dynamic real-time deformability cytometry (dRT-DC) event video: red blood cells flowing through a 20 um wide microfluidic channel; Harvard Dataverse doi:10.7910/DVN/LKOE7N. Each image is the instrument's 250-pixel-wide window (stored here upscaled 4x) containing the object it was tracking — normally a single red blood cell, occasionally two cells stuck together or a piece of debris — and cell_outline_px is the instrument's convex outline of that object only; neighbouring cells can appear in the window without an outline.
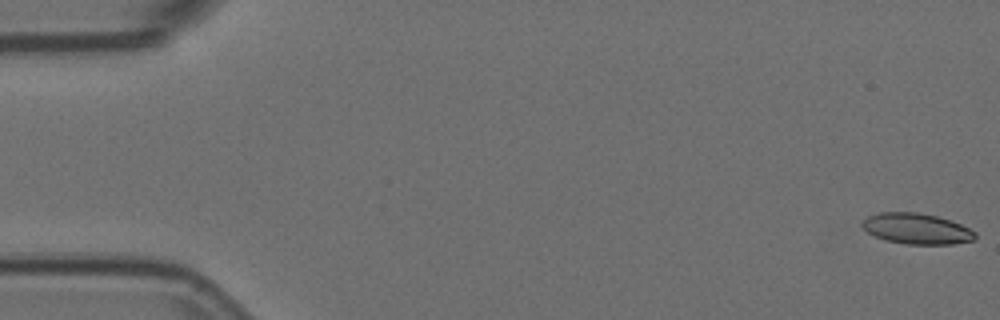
{"species": "Egyptian fruit bat (a non-hibernating species)", "species_latin": "Rousettus aegyptiacus", "temperature_condition": "room temperature", "stored_images_in_passage": 9, "camera_frame_rate_fps": 3000, "um_per_image_px": 0.085, "animal": {"sex": "female"}, "frame": {"image": 1, "passage_image": 1, "time_ms": 0.0, "image_size_px": [1000, 320], "cell_outline_px": [[976, 240], [952, 244], [908, 244], [888, 240], [876, 236], [868, 232], [860, 224], [868, 216], [880, 212], [916, 212], [936, 216], [960, 224], [976, 232]], "centroid_in_image_um": [77.93, 19.44], "position_along_channel_um": 7.1, "area_um2": 20.0}}
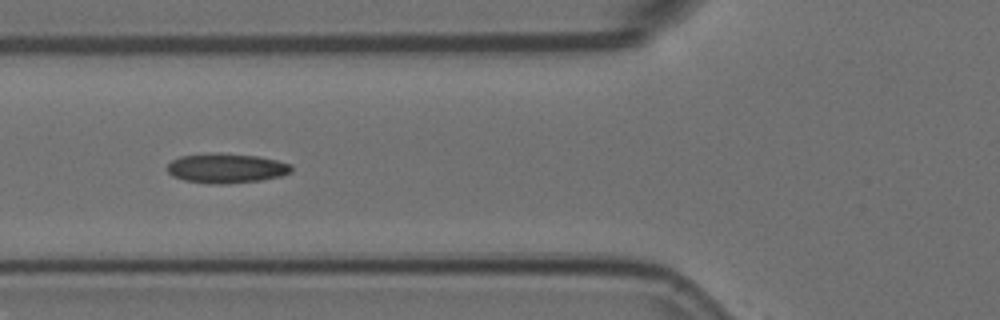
{"frame": {"image": 2, "passage_image": 7, "time_ms": 2.0, "image_size_px": [1000, 320], "cell_outline_px": [[292, 172], [280, 176], [260, 180], [224, 184], [212, 184], [184, 180], [172, 176], [168, 172], [168, 164], [172, 160], [180, 156], [212, 152], [220, 152], [260, 156], [292, 164]], "centroid_in_image_um": [19.24, 14.28], "position_along_channel_um": 106.6, "area_um2": 21.68}}
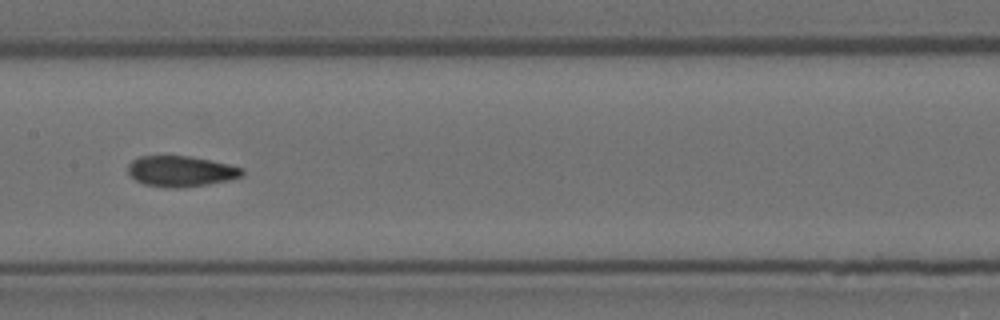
{"frame": {"image": 3, "passage_image": 9, "time_ms": 2.667, "image_size_px": [1000, 320], "cell_outline_px": [[244, 176], [228, 180], [180, 188], [164, 188], [144, 184], [136, 180], [128, 172], [128, 164], [132, 160], [140, 156], [188, 156], [228, 164], [244, 168]], "centroid_in_image_um": [15.37, 14.56], "position_along_channel_um": 192.0, "area_um2": 20.35}}